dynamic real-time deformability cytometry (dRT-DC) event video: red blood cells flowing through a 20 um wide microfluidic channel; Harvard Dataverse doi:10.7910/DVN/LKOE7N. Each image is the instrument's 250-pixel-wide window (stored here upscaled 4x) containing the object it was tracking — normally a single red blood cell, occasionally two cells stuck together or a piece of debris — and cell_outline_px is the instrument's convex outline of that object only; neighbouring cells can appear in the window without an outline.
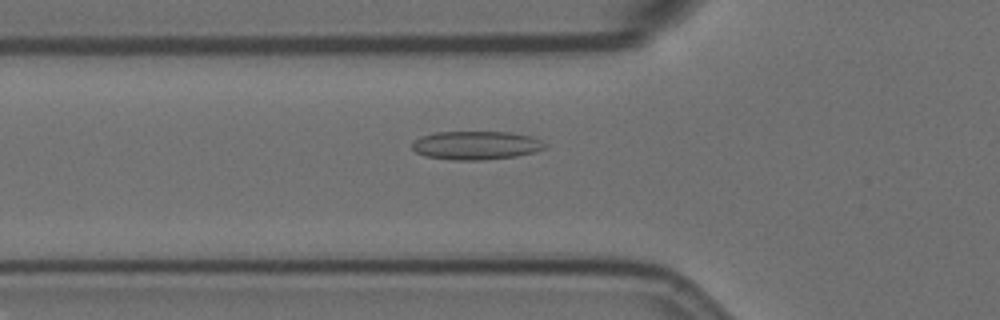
{"species": "Egyptian fruit bat (a non-hibernating species)", "species_latin": "Rousettus aegyptiacus", "temperature_condition": "room temperature", "stored_images_in_passage": 40, "camera_frame_rate_fps": 3000, "um_per_image_px": 0.085, "animal": {"sex": "female"}, "frame": {"image": 1, "passage_image": 2, "time_ms": 0.333, "image_size_px": [1000, 320], "cell_outline_px": [[548, 148], [536, 152], [516, 156], [484, 160], [452, 160], [424, 156], [416, 152], [412, 148], [412, 140], [420, 136], [436, 132], [512, 132], [532, 136], [548, 144]], "centroid_in_image_um": [40.49, 12.35], "position_along_channel_um": 85.3, "area_um2": 22.48}}
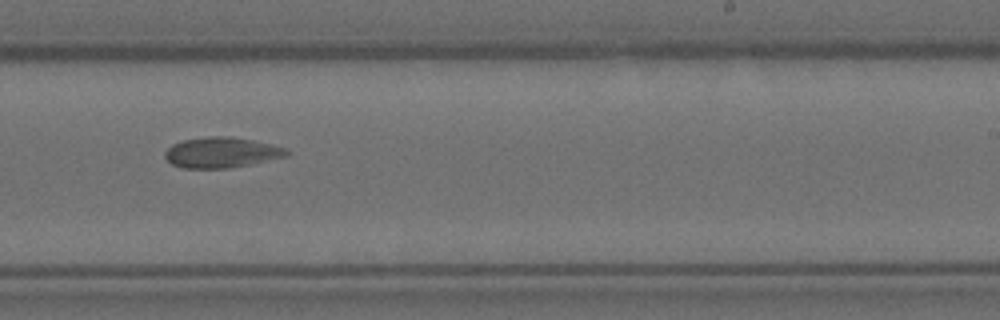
{"frame": {"image": 2, "passage_image": 18, "time_ms": 5.667, "image_size_px": [1000, 320], "cell_outline_px": [[288, 152], [284, 156], [248, 164], [228, 168], [180, 168], [172, 164], [164, 156], [164, 152], [172, 144], [184, 140], [208, 136], [232, 136], [252, 140], [284, 148]], "centroid_in_image_um": [18.73, 12.96], "position_along_channel_um": 270.3, "area_um2": 21.21}}
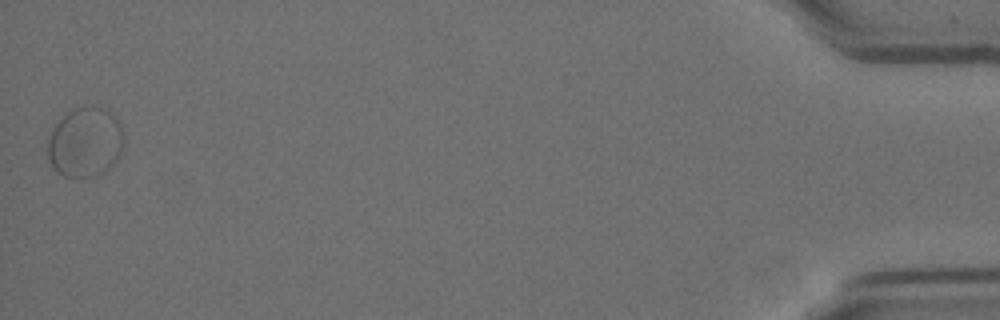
{"frame": {"image": 3, "passage_image": 40, "time_ms": 13.0, "image_size_px": [1000, 320], "cell_outline_px": [[124, 148], [120, 156], [112, 164], [96, 176], [64, 176], [56, 172], [52, 168], [48, 160], [48, 140], [52, 128], [68, 112], [76, 108], [104, 108], [120, 120], [124, 136]], "centroid_in_image_um": [7.26, 12.11], "position_along_channel_um": 427.9, "area_um2": 30.87}}